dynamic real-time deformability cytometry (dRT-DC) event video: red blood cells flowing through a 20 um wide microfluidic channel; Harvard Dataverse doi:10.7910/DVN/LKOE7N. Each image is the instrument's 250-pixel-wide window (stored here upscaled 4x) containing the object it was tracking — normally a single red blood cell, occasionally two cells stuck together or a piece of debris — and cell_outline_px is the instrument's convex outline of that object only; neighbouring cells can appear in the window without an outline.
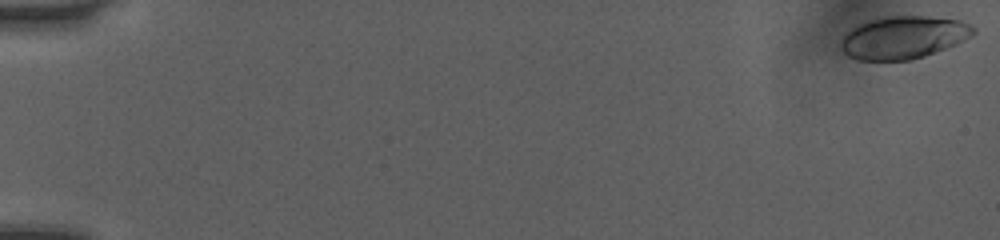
{"species": "human", "species_latin": "Homo sapiens", "temperature_condition": "room temperature", "stored_images_in_passage": 52, "camera_frame_rate_fps": 3000, "um_per_image_px": 0.085, "donor": {"sex": "female"}, "frame": {"image": 1, "passage_image": 1, "time_ms": 0.0, "image_size_px": [1000, 240], "cell_outline_px": [[976, 32], [972, 36], [956, 44], [924, 56], [912, 60], [856, 60], [848, 56], [840, 48], [840, 40], [852, 28], [868, 20], [888, 16], [928, 16], [960, 20], [976, 28]], "centroid_in_image_um": [76.79, 3.18], "position_along_channel_um": 8.2, "area_um2": 32.95}}
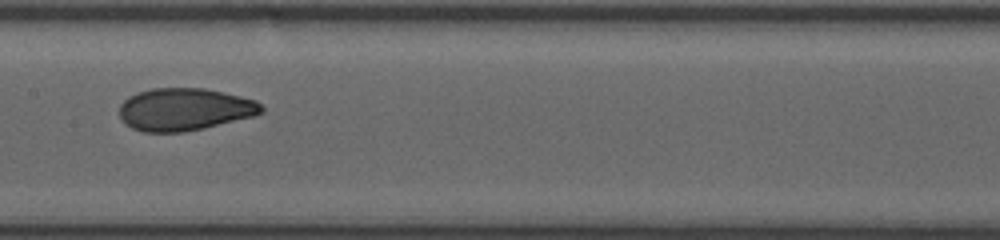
{"frame": {"image": 2, "passage_image": 28, "time_ms": 9.0, "image_size_px": [1000, 240], "cell_outline_px": [[264, 112], [256, 116], [204, 128], [184, 132], [144, 132], [132, 128], [120, 116], [120, 104], [128, 96], [152, 88], [204, 88], [224, 92], [256, 100], [264, 108]], "centroid_in_image_um": [15.73, 9.29], "position_along_channel_um": 191.7, "area_um2": 35.2}}
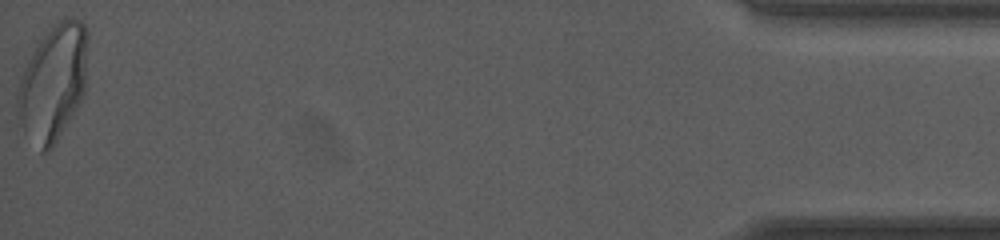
{"frame": {"image": 3, "passage_image": 52, "time_ms": 17.0, "image_size_px": [1000, 240], "cell_outline_px": [[88, 40], [84, 92], [76, 108], [52, 148], [48, 152], [40, 152], [24, 132], [16, 112], [16, 96], [20, 76], [36, 40], [52, 24], [64, 16], [68, 16], [80, 20], [84, 24], [88, 32]], "centroid_in_image_um": [4.48, 6.95], "position_along_channel_um": 430.7, "area_um2": 48.38}, "authors_computed_cell_mechanics": {"area_um2": 34.9112, "velocity_mm_per_s": 4.0703, "shape_relaxation_time_tau1_ms": 7.7893, "shape_relaxation_time_tau2_ms": 0.8847, "deformation_change_tau1": 0.2145, "deformation_change_tau2": 0.0587}}